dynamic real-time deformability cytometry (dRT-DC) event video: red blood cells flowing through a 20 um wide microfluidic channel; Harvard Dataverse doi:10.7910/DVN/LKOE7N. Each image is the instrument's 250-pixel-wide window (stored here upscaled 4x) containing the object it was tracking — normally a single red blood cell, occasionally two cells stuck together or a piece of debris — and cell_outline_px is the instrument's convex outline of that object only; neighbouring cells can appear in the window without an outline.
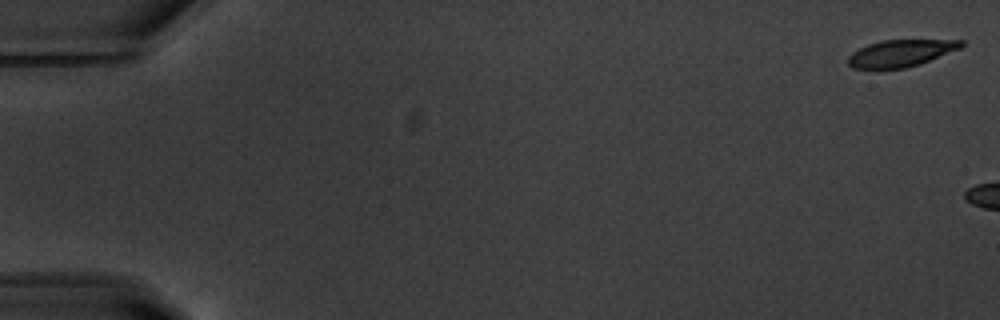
{"species": "common noctule bat (a hibernating species)", "species_latin": "Nyctalus noctula", "temperature_condition": "warm", "stored_images_in_passage": 5, "camera_frame_rate_fps": 3000, "um_per_image_px": 0.085, "animal": {"sex": "male", "body_mass_g": 20.1, "forearm_length_mm": 53.5}, "frame": {"image": 1, "passage_image": 1, "time_ms": 0.0, "image_size_px": [1000, 320], "cell_outline_px": [[964, 44], [960, 48], [920, 64], [904, 68], [852, 68], [848, 64], [848, 56], [852, 52], [868, 44], [880, 40], [964, 40]], "centroid_in_image_um": [76.55, 4.51], "position_along_channel_um": 8.5, "area_um2": 17.57}}